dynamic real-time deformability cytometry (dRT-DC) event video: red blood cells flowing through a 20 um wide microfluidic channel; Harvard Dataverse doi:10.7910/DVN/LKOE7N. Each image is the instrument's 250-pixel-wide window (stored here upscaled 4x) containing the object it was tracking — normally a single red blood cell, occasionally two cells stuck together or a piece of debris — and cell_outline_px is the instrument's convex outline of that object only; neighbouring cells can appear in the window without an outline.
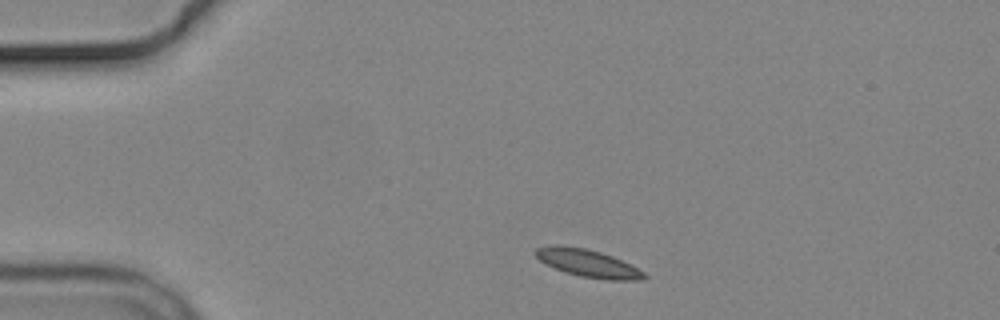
{"species": "common noctule bat (a hibernating species)", "species_latin": "Nyctalus noctula", "temperature_condition": "cold", "stored_images_in_passage": 4, "camera_frame_rate_fps": 3000, "um_per_image_px": 0.085, "animal": {"sex": "male", "body_mass_g": 19.2, "forearm_length_mm": 51.8}, "frame": {"image": 1, "passage_image": 1, "time_ms": 0.0, "image_size_px": [1000, 320], "cell_outline_px": [[648, 276], [644, 280], [608, 280], [580, 276], [564, 272], [540, 260], [532, 252], [536, 248], [548, 244], [560, 244], [584, 248], [600, 252], [612, 256], [644, 272]], "centroid_in_image_um": [49.93, 22.36], "position_along_channel_um": 35.1, "area_um2": 17.46}}
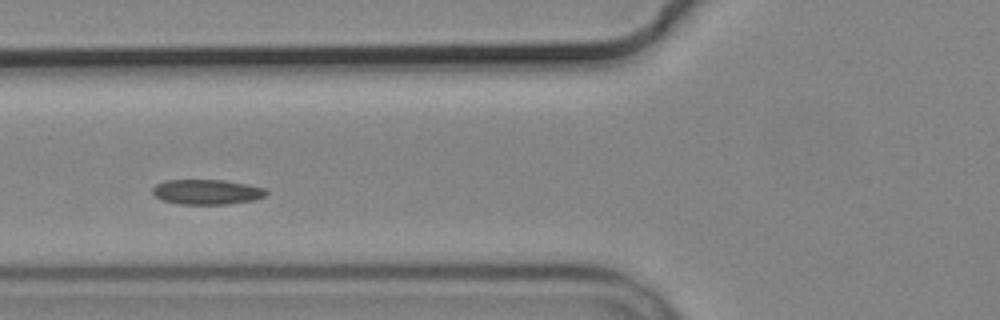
{"frame": {"image": 2, "passage_image": 3, "time_ms": 3.333, "image_size_px": [1000, 320], "cell_outline_px": [[268, 192], [264, 196], [256, 200], [228, 204], [180, 204], [164, 200], [156, 196], [152, 192], [152, 188], [156, 184], [164, 180], [224, 180], [248, 184], [264, 188]], "centroid_in_image_um": [17.6, 16.31], "position_along_channel_um": 108.2, "area_um2": 16.59}}
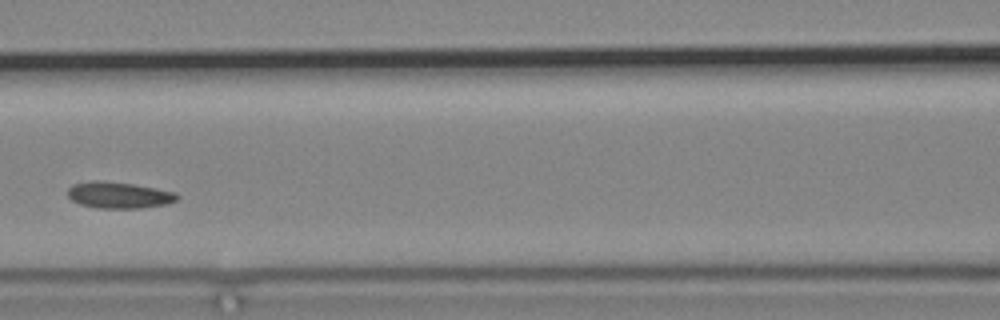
{"frame": {"image": 3, "passage_image": 4, "time_ms": 4.667, "image_size_px": [1000, 320], "cell_outline_px": [[180, 196], [176, 200], [168, 204], [140, 208], [96, 208], [80, 204], [72, 200], [68, 196], [68, 188], [72, 184], [88, 180], [104, 180], [132, 184], [156, 188], [176, 192]], "centroid_in_image_um": [10.09, 16.57], "position_along_channel_um": 156.5, "area_um2": 17.05}}